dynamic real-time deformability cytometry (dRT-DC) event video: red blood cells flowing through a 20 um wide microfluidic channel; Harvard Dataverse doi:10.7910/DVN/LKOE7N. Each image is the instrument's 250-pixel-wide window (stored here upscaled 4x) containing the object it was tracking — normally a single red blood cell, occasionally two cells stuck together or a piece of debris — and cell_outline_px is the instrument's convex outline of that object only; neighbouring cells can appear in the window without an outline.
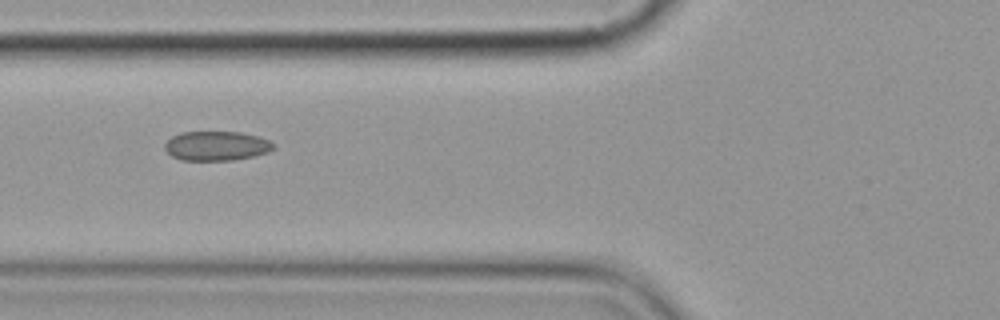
{"species": "common noctule bat (a hibernating species)", "species_latin": "Nyctalus noctula", "temperature_condition": "cold", "stored_images_in_passage": 12, "camera_frame_rate_fps": 3000, "um_per_image_px": 0.085, "animal": {"sex": "female", "body_mass_g": 19.9}, "frame": {"image": 1, "passage_image": 3, "time_ms": 3.333, "image_size_px": [1000, 320], "cell_outline_px": [[276, 148], [268, 152], [252, 156], [232, 160], [180, 160], [172, 156], [164, 148], [164, 144], [172, 136], [180, 132], [240, 132], [260, 136], [276, 144]], "centroid_in_image_um": [18.42, 12.39], "position_along_channel_um": 107.4, "area_um2": 18.73}}
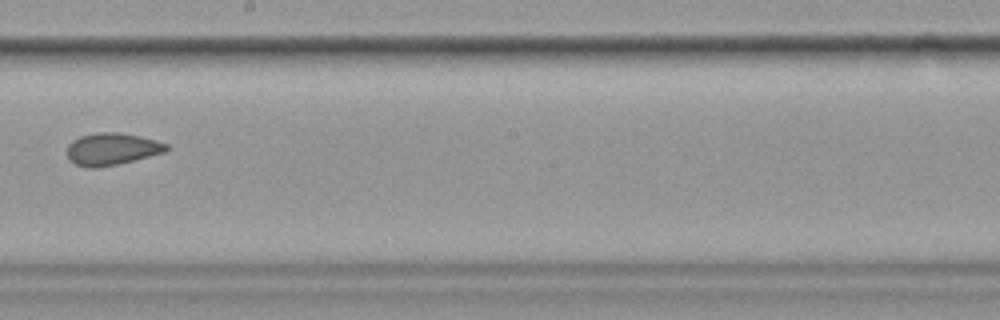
{"frame": {"image": 2, "passage_image": 6, "time_ms": 7.0, "image_size_px": [1000, 320], "cell_outline_px": [[168, 148], [164, 152], [116, 164], [96, 168], [88, 168], [76, 164], [68, 160], [68, 144], [72, 140], [80, 136], [96, 132], [116, 132], [140, 136], [156, 140], [168, 144]], "centroid_in_image_um": [9.47, 12.66], "position_along_channel_um": 238.7, "area_um2": 18.44}}
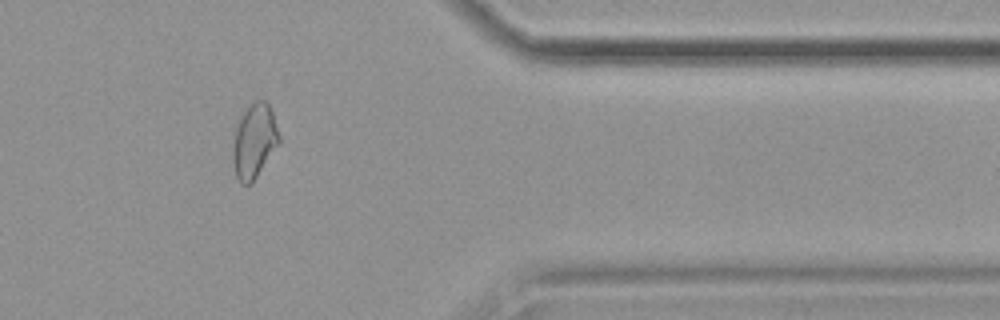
{"frame": {"image": 3, "passage_image": 10, "time_ms": 11.667, "image_size_px": [1000, 320], "cell_outline_px": [[280, 144], [252, 184], [240, 184], [236, 176], [232, 160], [232, 148], [236, 124], [244, 112], [256, 100], [264, 100], [268, 104], [272, 112], [280, 136]], "centroid_in_image_um": [21.61, 12.04], "position_along_channel_um": 389.8, "area_um2": 20.23}, "authors_computed_cell_mechanics": {"area_um2": 18.785, "velocity_mm_per_s": 3.593, "shape_relaxation_time_tau1_ms": 4.9266, "shape_relaxation_time_tau2_ms": 1.6614, "deformation_change_tau1": 0.0941, "deformation_change_tau2": 0.0336}}